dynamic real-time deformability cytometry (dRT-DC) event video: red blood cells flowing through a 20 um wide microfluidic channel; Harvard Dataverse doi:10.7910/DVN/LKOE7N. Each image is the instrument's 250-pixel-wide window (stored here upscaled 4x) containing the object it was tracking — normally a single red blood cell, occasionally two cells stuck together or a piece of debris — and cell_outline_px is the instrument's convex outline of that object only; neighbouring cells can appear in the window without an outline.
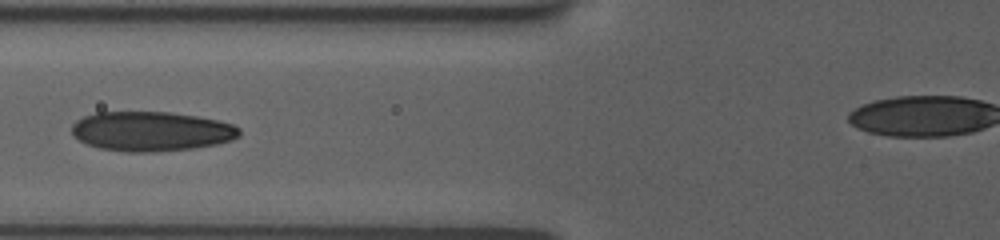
{"species": "human", "species_latin": "Homo sapiens", "temperature_condition": "room temperature", "stored_images_in_passage": 12, "camera_frame_rate_fps": 3000, "um_per_image_px": 0.085, "donor": {"sex": "female"}, "frame": {"image": 1, "passage_image": 6, "time_ms": 4.0, "image_size_px": [1000, 240], "cell_outline_px": [[240, 136], [232, 140], [216, 144], [192, 148], [152, 152], [128, 152], [100, 148], [88, 144], [72, 136], [72, 124], [76, 120], [84, 116], [96, 112], [168, 112], [196, 116], [216, 120], [232, 124], [240, 128]], "centroid_in_image_um": [12.84, 11.16], "position_along_channel_um": 113.0, "area_um2": 38.61}}
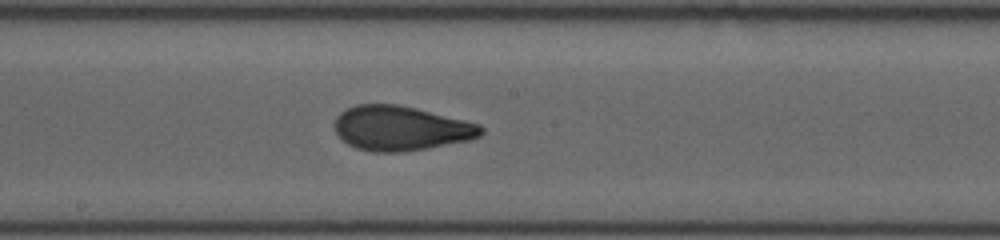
{"frame": {"image": 2, "passage_image": 9, "time_ms": 6.667, "image_size_px": [1000, 240], "cell_outline_px": [[484, 132], [480, 136], [472, 140], [428, 148], [400, 152], [372, 152], [356, 148], [340, 140], [336, 136], [332, 124], [336, 116], [340, 112], [356, 104], [396, 104], [416, 108], [480, 124], [484, 128]], "centroid_in_image_um": [34.03, 10.91], "position_along_channel_um": 214.2, "area_um2": 38.55}}
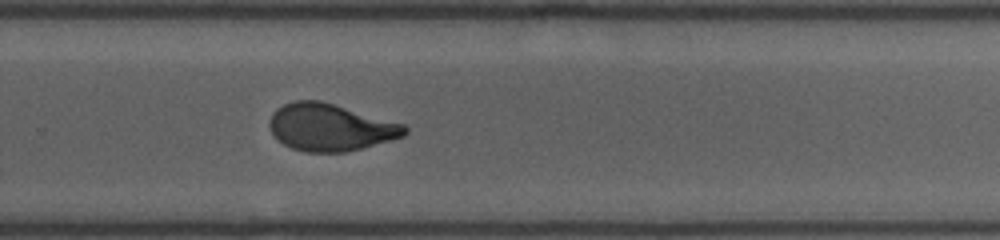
{"frame": {"image": 3, "passage_image": 12, "time_ms": 9.0, "image_size_px": [1000, 240], "cell_outline_px": [[408, 132], [404, 136], [392, 140], [344, 152], [308, 152], [292, 148], [284, 144], [272, 132], [268, 124], [268, 120], [272, 112], [276, 108], [284, 104], [296, 100], [320, 100], [404, 124], [408, 128]], "centroid_in_image_um": [28.07, 10.81], "position_along_channel_um": 301.7, "area_um2": 36.99}}